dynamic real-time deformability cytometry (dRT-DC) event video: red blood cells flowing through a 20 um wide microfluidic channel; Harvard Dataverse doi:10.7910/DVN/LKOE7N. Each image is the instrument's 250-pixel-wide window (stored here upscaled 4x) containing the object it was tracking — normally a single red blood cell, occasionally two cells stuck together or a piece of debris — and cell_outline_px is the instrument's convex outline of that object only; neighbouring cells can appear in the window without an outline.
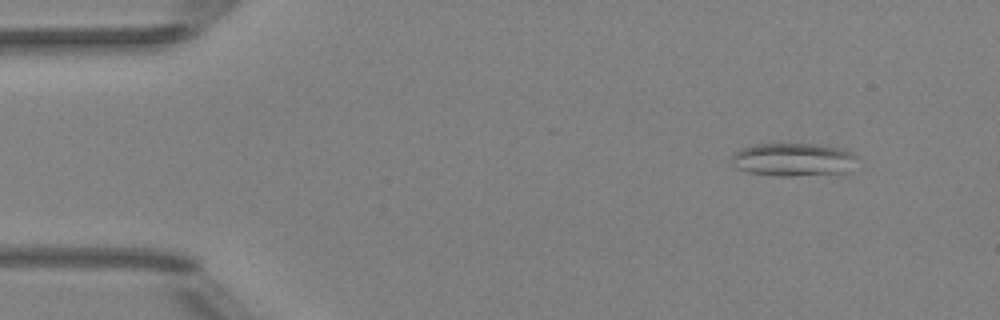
{"species": "Egyptian fruit bat (a non-hibernating species)", "species_latin": "Rousettus aegyptiacus", "temperature_condition": "room temperature", "stored_images_in_passage": 5, "camera_frame_rate_fps": 3000, "um_per_image_px": 0.085, "animal": {"sex": "female"}, "frame": {"image": 1, "passage_image": 2, "time_ms": 1.0, "image_size_px": [1000, 320], "cell_outline_px": [[860, 156], [848, 172], [792, 176], [776, 176], [748, 172], [736, 168], [732, 164], [732, 156], [740, 148], [756, 144], [820, 144], [844, 148]], "centroid_in_image_um": [67.47, 13.56], "position_along_channel_um": 17.5, "area_um2": 24.57}}